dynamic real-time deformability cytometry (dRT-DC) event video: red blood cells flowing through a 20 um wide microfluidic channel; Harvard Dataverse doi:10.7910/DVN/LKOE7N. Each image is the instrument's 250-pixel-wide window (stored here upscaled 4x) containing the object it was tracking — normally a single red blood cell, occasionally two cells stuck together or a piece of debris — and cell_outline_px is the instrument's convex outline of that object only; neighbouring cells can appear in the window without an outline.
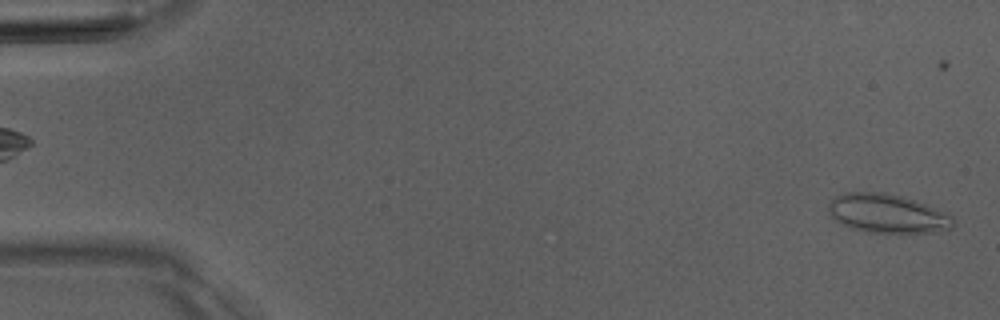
{"species": "Egyptian fruit bat (a non-hibernating species)", "species_latin": "Rousettus aegyptiacus", "temperature_condition": "room temperature", "stored_images_in_passage": 4, "camera_frame_rate_fps": 3000, "um_per_image_px": 0.085, "animal": {"sex": "male"}, "frame": {"image": 1, "passage_image": 4, "time_ms": 3.667, "image_size_px": [1000, 320], "cell_outline_px": [[956, 220], [952, 228], [932, 232], [868, 232], [848, 228], [836, 220], [828, 212], [828, 204], [832, 196], [844, 192], [884, 192], [916, 200], [948, 212]], "centroid_in_image_um": [75.41, 18.13], "position_along_channel_um": 9.6, "area_um2": 28.61}}